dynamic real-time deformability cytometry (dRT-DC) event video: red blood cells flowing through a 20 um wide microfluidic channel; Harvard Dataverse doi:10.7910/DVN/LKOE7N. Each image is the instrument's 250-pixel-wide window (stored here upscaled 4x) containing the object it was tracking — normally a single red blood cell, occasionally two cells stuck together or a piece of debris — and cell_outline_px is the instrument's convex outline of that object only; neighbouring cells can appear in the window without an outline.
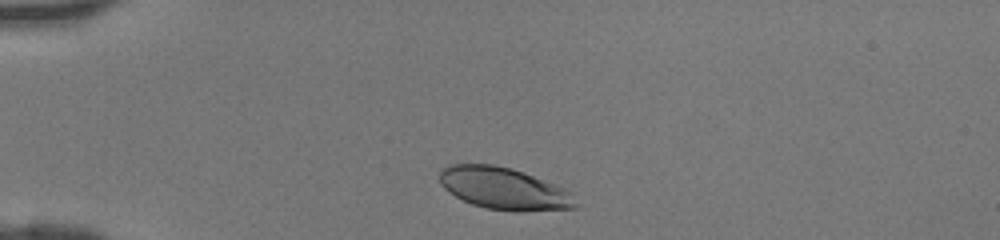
{"species": "human", "species_latin": "Homo sapiens", "temperature_condition": "room temperature", "stored_images_in_passage": 29, "camera_frame_rate_fps": 3000, "um_per_image_px": 0.085, "donor": {"sex": "female"}, "frame": {"image": 1, "passage_image": 1, "time_ms": 0.0, "image_size_px": [1000, 240], "cell_outline_px": [[576, 208], [524, 212], [516, 212], [484, 208], [472, 204], [448, 192], [440, 184], [440, 168], [448, 164], [492, 164], [512, 168], [524, 172], [564, 188], [572, 192], [576, 204]], "centroid_in_image_um": [42.82, 16.03], "position_along_channel_um": 42.2, "area_um2": 33.58}}
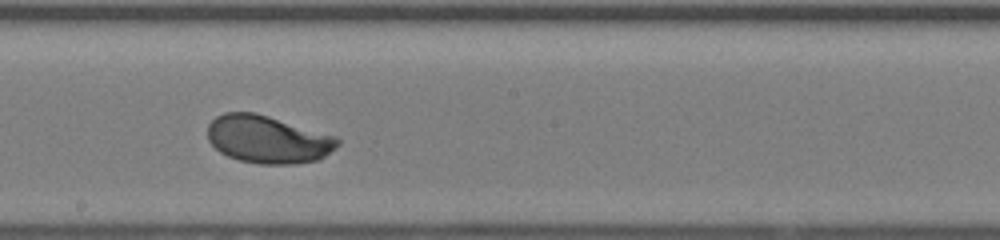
{"frame": {"image": 2, "passage_image": 16, "time_ms": 5.0, "image_size_px": [1000, 240], "cell_outline_px": [[340, 144], [336, 148], [320, 160], [292, 164], [260, 164], [240, 160], [228, 156], [220, 152], [208, 140], [208, 124], [216, 116], [224, 112], [256, 112], [336, 136], [340, 140]], "centroid_in_image_um": [22.78, 11.84], "position_along_channel_um": 225.4, "area_um2": 36.3}}
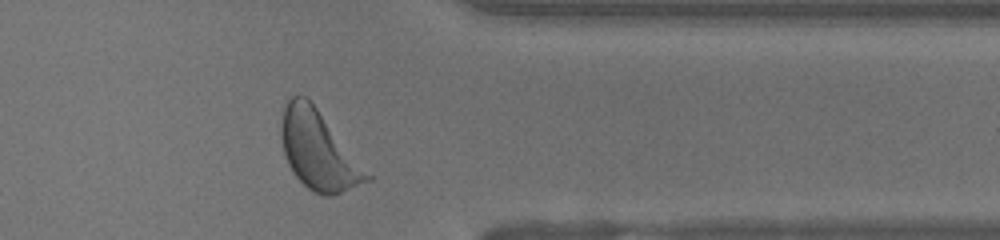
{"frame": {"image": 3, "passage_image": 27, "time_ms": 8.667, "image_size_px": [1000, 240], "cell_outline_px": [[372, 180], [332, 196], [324, 196], [308, 188], [292, 172], [288, 164], [284, 152], [280, 136], [280, 124], [284, 108], [288, 100], [292, 96], [308, 96], [372, 176]], "centroid_in_image_um": [27.06, 12.77], "position_along_channel_um": 384.3, "area_um2": 39.07}}